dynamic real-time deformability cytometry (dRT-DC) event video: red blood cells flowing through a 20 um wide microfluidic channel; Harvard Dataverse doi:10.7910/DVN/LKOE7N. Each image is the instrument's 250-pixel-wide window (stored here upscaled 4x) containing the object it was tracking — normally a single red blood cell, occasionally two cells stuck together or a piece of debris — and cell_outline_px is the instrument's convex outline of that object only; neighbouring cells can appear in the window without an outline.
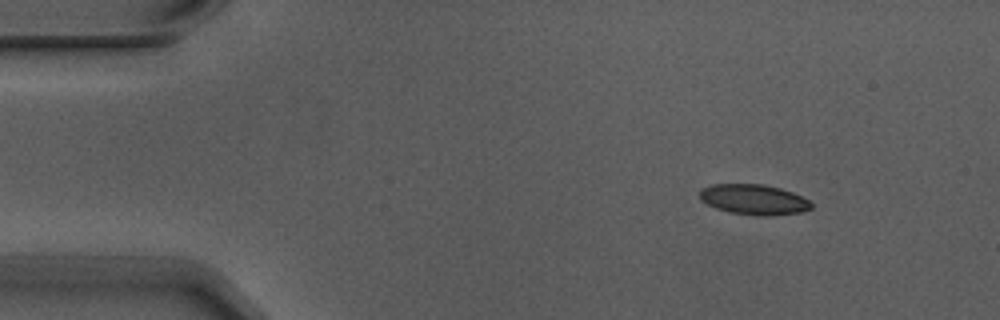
{"species": "Egyptian fruit bat (a non-hibernating species)", "species_latin": "Rousettus aegyptiacus", "temperature_condition": "warm", "stored_images_in_passage": 7, "camera_frame_rate_fps": 3000, "um_per_image_px": 0.085, "animal": {"sex": "male"}, "frame": {"image": 1, "passage_image": 1, "time_ms": 0.0, "image_size_px": [1000, 320], "cell_outline_px": [[812, 208], [800, 212], [768, 216], [756, 216], [728, 212], [716, 208], [700, 200], [700, 188], [712, 184], [764, 184], [780, 188], [792, 192], [808, 200], [812, 204]], "centroid_in_image_um": [64.04, 16.96], "position_along_channel_um": 21.0, "area_um2": 19.77}}
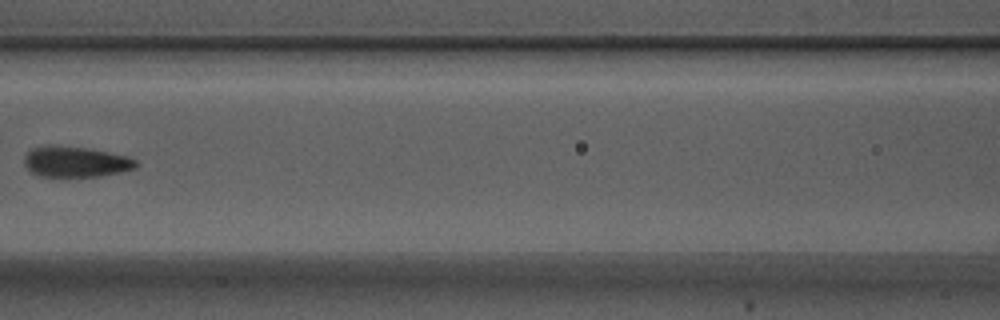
{"frame": {"image": 2, "passage_image": 6, "time_ms": 1.667, "image_size_px": [1000, 320], "cell_outline_px": [[140, 164], [136, 168], [124, 172], [100, 176], [52, 180], [36, 176], [24, 164], [24, 156], [32, 148], [48, 144], [88, 148], [128, 156], [136, 160]], "centroid_in_image_um": [6.4, 13.8], "position_along_channel_um": 160.2, "area_um2": 21.15}}
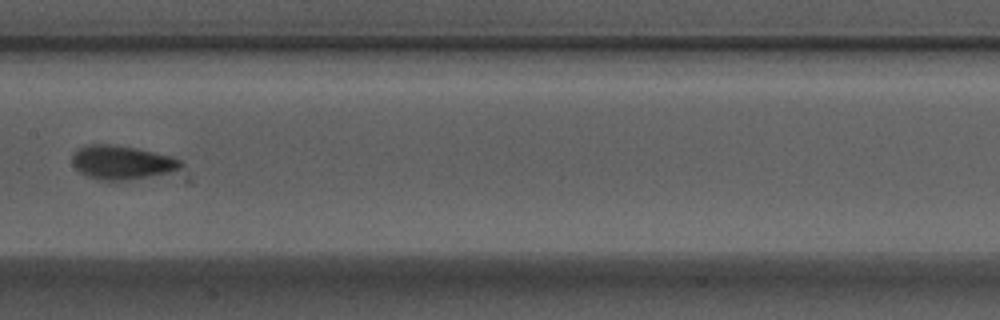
{"frame": {"image": 3, "passage_image": 7, "time_ms": 2.0, "image_size_px": [1000, 320], "cell_outline_px": [[184, 164], [180, 168], [172, 172], [124, 180], [96, 180], [80, 172], [72, 164], [72, 156], [80, 148], [88, 144], [112, 144], [136, 148], [172, 156], [180, 160]], "centroid_in_image_um": [10.36, 13.8], "position_along_channel_um": 197.0, "area_um2": 21.27}}